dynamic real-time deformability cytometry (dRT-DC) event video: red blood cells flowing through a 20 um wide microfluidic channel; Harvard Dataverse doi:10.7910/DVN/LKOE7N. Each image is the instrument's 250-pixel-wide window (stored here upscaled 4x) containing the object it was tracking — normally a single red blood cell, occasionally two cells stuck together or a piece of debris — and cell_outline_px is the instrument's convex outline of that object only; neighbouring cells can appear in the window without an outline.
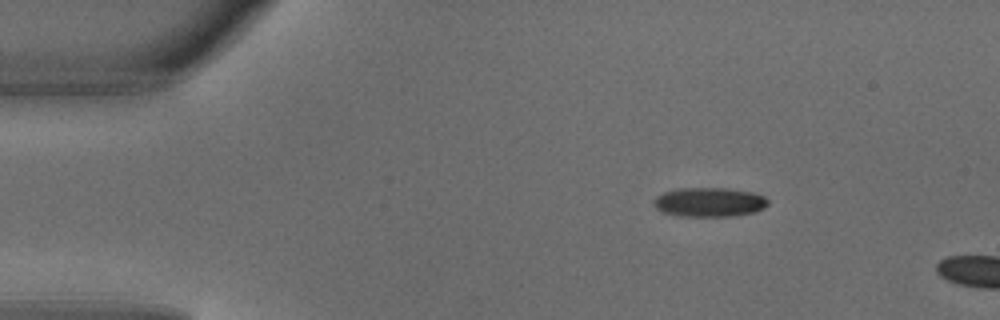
{"species": "common noctule bat (a hibernating species)", "species_latin": "Nyctalus noctula", "temperature_condition": "warm", "stored_images_in_passage": 2, "camera_frame_rate_fps": 3000, "um_per_image_px": 0.085, "animal": {"sex": "male", "body_mass_g": 18.8}, "frame": {"image": 1, "passage_image": 1, "time_ms": 0.0, "image_size_px": [1000, 320], "cell_outline_px": [[768, 204], [764, 208], [756, 212], [732, 216], [680, 216], [664, 212], [656, 208], [652, 204], [652, 200], [656, 196], [664, 192], [680, 188], [724, 188], [756, 192], [764, 196], [768, 200]], "centroid_in_image_um": [60.3, 17.18], "position_along_channel_um": 24.7, "area_um2": 19.65}}